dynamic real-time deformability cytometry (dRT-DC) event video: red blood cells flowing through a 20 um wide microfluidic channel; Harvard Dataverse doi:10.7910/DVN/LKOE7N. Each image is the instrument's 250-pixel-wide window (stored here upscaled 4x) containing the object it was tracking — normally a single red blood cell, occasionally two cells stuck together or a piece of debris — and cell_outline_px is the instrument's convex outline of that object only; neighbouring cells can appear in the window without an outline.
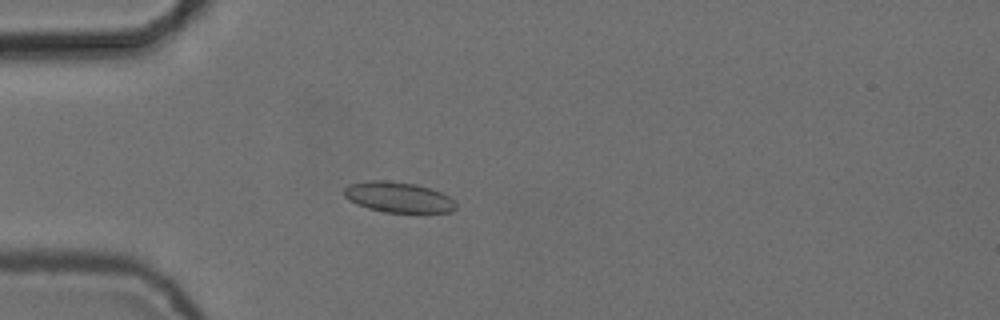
{"species": "common noctule bat (a hibernating species)", "species_latin": "Nyctalus noctula", "temperature_condition": "cold", "stored_images_in_passage": 3, "camera_frame_rate_fps": 3000, "um_per_image_px": 0.085, "animal": {"sex": "female", "body_mass_g": 24.6, "forearm_length_mm": 56.2}, "frame": {"image": 1, "passage_image": 3, "time_ms": 0.667, "image_size_px": [1000, 320], "cell_outline_px": [[456, 208], [452, 212], [384, 212], [368, 208], [356, 204], [348, 200], [344, 196], [344, 188], [348, 184], [368, 180], [388, 180], [416, 184], [432, 188], [448, 196], [456, 204]], "centroid_in_image_um": [33.82, 16.75], "position_along_channel_um": 51.2, "area_um2": 20.0}}